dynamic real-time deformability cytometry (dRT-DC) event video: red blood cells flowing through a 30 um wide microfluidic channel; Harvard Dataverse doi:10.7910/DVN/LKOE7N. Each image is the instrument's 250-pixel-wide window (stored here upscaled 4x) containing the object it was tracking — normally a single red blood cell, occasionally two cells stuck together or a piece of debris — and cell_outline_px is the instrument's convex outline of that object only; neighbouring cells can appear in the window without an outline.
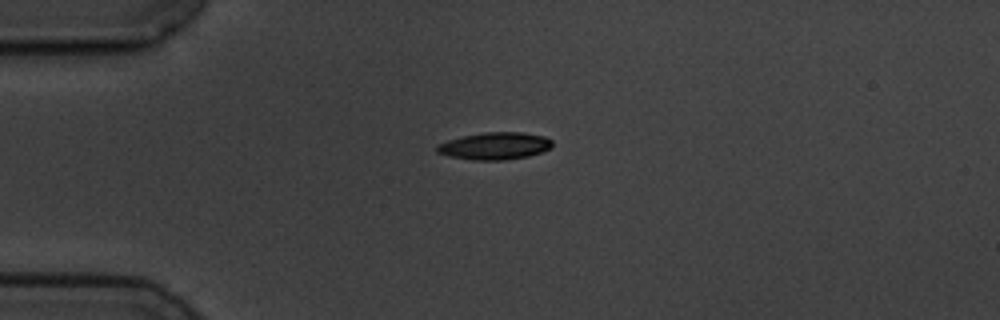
{"species": "common noctule bat (a hibernating species)", "species_latin": "Nyctalus noctula", "temperature_condition": "cold", "stored_images_in_passage": 6, "camera_frame_rate_fps": 3000, "um_per_image_px": 0.085, "animal": {"sex": "male", "body_mass_g": 19.5, "forearm_length_mm": 54.6}, "frame": {"image": 1, "passage_image": 1, "time_ms": 0.0, "image_size_px": [1000, 320], "cell_outline_px": [[552, 148], [528, 156], [504, 160], [472, 160], [448, 156], [436, 152], [436, 144], [448, 140], [464, 136], [484, 132], [524, 132], [544, 136], [552, 140]], "centroid_in_image_um": [42.05, 12.4], "position_along_channel_um": 43.0, "area_um2": 18.38}}
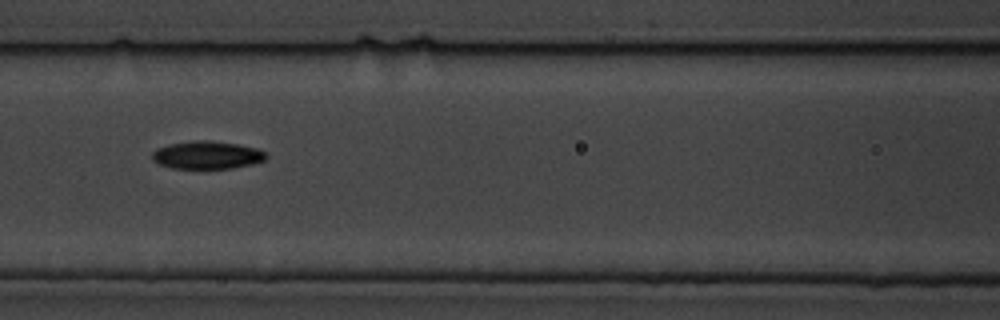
{"frame": {"image": 2, "passage_image": 4, "time_ms": 3.667, "image_size_px": [1000, 320], "cell_outline_px": [[268, 156], [264, 160], [252, 164], [232, 168], [172, 168], [160, 164], [152, 160], [152, 152], [156, 148], [168, 144], [192, 140], [208, 140], [236, 144], [256, 148], [264, 152]], "centroid_in_image_um": [17.56, 13.17], "position_along_channel_um": 149.0, "area_um2": 18.44}}
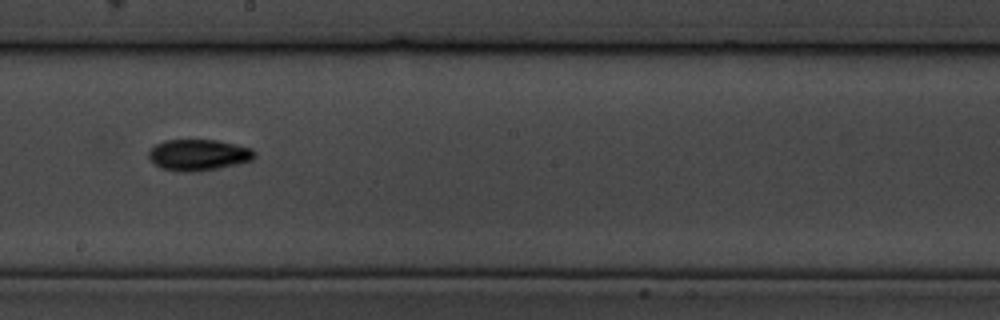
{"frame": {"image": 3, "passage_image": 6, "time_ms": 6.0, "image_size_px": [1000, 320], "cell_outline_px": [[256, 156], [252, 160], [236, 164], [196, 172], [180, 172], [160, 168], [148, 156], [148, 152], [156, 144], [164, 140], [216, 140], [236, 144], [252, 148], [256, 152]], "centroid_in_image_um": [16.88, 13.17], "position_along_channel_um": 231.3, "area_um2": 19.25}}